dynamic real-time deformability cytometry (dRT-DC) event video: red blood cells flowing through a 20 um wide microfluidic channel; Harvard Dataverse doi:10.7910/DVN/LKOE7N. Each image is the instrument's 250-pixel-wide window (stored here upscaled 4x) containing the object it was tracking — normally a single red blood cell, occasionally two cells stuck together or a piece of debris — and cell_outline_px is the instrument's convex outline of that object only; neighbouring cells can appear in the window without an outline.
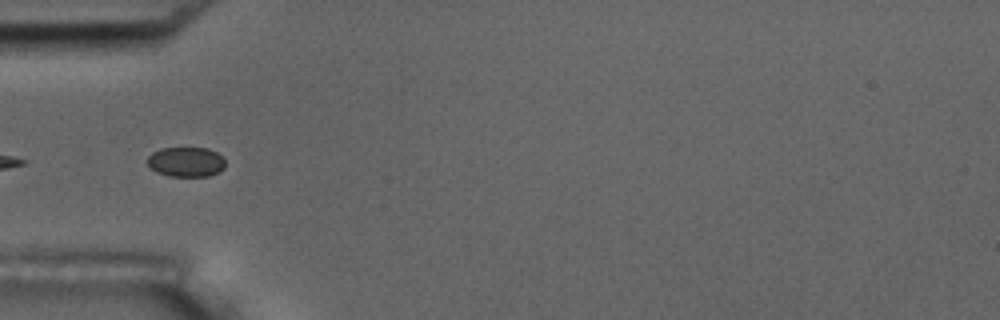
{"species": "common noctule bat (a hibernating species)", "species_latin": "Nyctalus noctula", "temperature_condition": "room temperature", "stored_images_in_passage": 14, "camera_frame_rate_fps": 3000, "um_per_image_px": 0.085, "animal": {"sex": "male", "body_mass_g": 17.5, "forearm_length_mm": 52.3}, "frame": {"image": 1, "passage_image": 3, "time_ms": 2.333, "image_size_px": [1000, 320], "cell_outline_px": [[224, 168], [220, 172], [208, 176], [168, 176], [156, 172], [144, 160], [152, 152], [160, 148], [208, 148], [216, 152], [224, 160]], "centroid_in_image_um": [15.78, 13.76], "position_along_channel_um": 69.2, "area_um2": 13.64}}
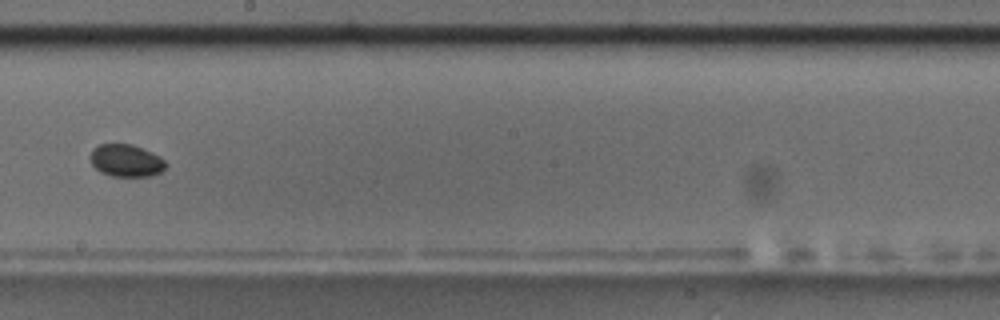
{"frame": {"image": 2, "passage_image": 7, "time_ms": 7.0, "image_size_px": [1000, 320], "cell_outline_px": [[168, 164], [160, 172], [152, 176], [112, 176], [100, 172], [92, 164], [88, 156], [92, 148], [100, 144], [132, 144], [152, 152], [160, 156]], "centroid_in_image_um": [10.7, 13.64], "position_along_channel_um": 237.5, "area_um2": 14.39}}
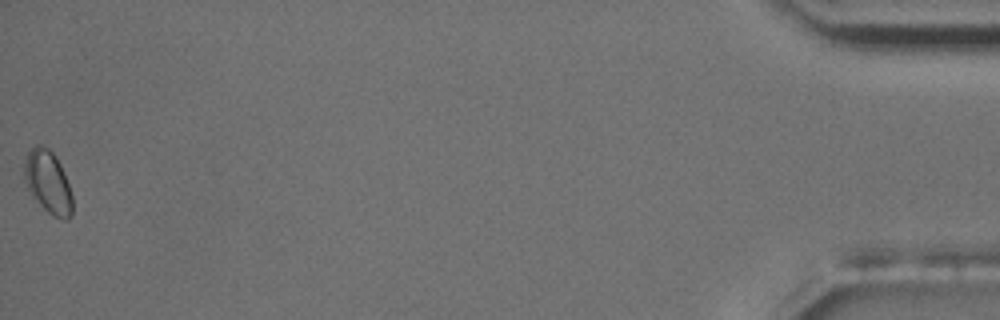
{"frame": {"image": 3, "passage_image": 14, "time_ms": 15.0, "image_size_px": [1000, 320], "cell_outline_px": [[72, 216], [68, 220], [64, 220], [52, 216], [32, 196], [28, 188], [24, 176], [24, 164], [28, 152], [36, 144], [44, 144], [56, 156], [60, 164], [68, 184], [72, 196]], "centroid_in_image_um": [4.09, 15.48], "position_along_channel_um": 431.1, "area_um2": 17.51}}